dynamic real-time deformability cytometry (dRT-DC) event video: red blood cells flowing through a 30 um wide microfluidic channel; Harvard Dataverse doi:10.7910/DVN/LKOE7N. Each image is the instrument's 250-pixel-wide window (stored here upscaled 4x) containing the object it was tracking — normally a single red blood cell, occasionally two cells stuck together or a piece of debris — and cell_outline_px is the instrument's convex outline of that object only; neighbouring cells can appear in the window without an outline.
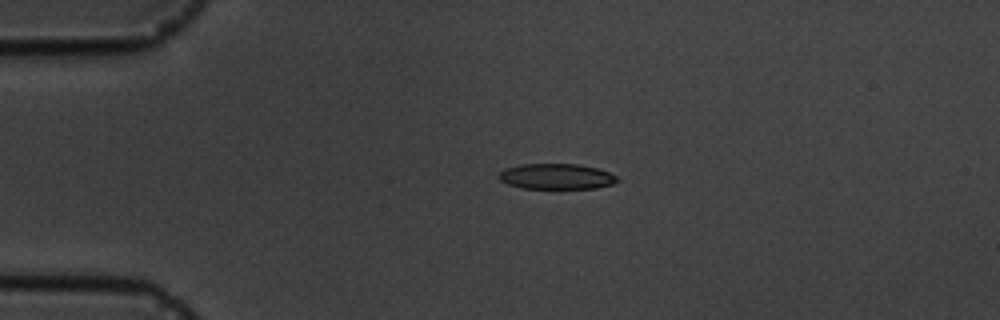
{"species": "common noctule bat (a hibernating species)", "species_latin": "Nyctalus noctula", "temperature_condition": "cold", "stored_images_in_passage": 5, "camera_frame_rate_fps": 3000, "um_per_image_px": 0.085, "animal": {"sex": "male", "body_mass_g": 19.5, "forearm_length_mm": 54.6}, "frame": {"image": 1, "passage_image": 4, "time_ms": 4.0, "image_size_px": [1000, 320], "cell_outline_px": [[620, 180], [612, 184], [596, 188], [524, 188], [508, 184], [500, 180], [500, 172], [504, 168], [520, 164], [580, 164], [596, 168], [608, 172], [616, 176]], "centroid_in_image_um": [47.3, 14.99], "position_along_channel_um": 37.7, "area_um2": 17.51}}